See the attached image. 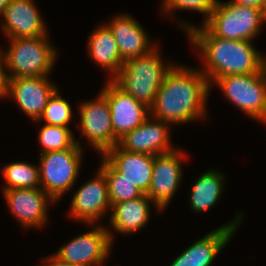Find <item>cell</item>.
<instances>
[{
	"label": "cell",
	"mask_w": 266,
	"mask_h": 266,
	"mask_svg": "<svg viewBox=\"0 0 266 266\" xmlns=\"http://www.w3.org/2000/svg\"><path fill=\"white\" fill-rule=\"evenodd\" d=\"M171 124L149 116L141 125L128 132L118 145L129 152L159 155L176 148L170 142Z\"/></svg>",
	"instance_id": "15"
},
{
	"label": "cell",
	"mask_w": 266,
	"mask_h": 266,
	"mask_svg": "<svg viewBox=\"0 0 266 266\" xmlns=\"http://www.w3.org/2000/svg\"><path fill=\"white\" fill-rule=\"evenodd\" d=\"M10 211L24 228L44 227L48 204L55 201L41 188L3 190Z\"/></svg>",
	"instance_id": "16"
},
{
	"label": "cell",
	"mask_w": 266,
	"mask_h": 266,
	"mask_svg": "<svg viewBox=\"0 0 266 266\" xmlns=\"http://www.w3.org/2000/svg\"><path fill=\"white\" fill-rule=\"evenodd\" d=\"M159 48L125 61L112 81L138 102L151 108L173 63H164Z\"/></svg>",
	"instance_id": "3"
},
{
	"label": "cell",
	"mask_w": 266,
	"mask_h": 266,
	"mask_svg": "<svg viewBox=\"0 0 266 266\" xmlns=\"http://www.w3.org/2000/svg\"><path fill=\"white\" fill-rule=\"evenodd\" d=\"M57 89L49 76L6 78L4 95L11 96L27 116L37 121Z\"/></svg>",
	"instance_id": "12"
},
{
	"label": "cell",
	"mask_w": 266,
	"mask_h": 266,
	"mask_svg": "<svg viewBox=\"0 0 266 266\" xmlns=\"http://www.w3.org/2000/svg\"><path fill=\"white\" fill-rule=\"evenodd\" d=\"M1 172L6 182L4 190L41 187L39 166L17 161L5 164Z\"/></svg>",
	"instance_id": "23"
},
{
	"label": "cell",
	"mask_w": 266,
	"mask_h": 266,
	"mask_svg": "<svg viewBox=\"0 0 266 266\" xmlns=\"http://www.w3.org/2000/svg\"><path fill=\"white\" fill-rule=\"evenodd\" d=\"M83 149L76 143L72 148L40 154V187L55 202L74 186L83 159Z\"/></svg>",
	"instance_id": "6"
},
{
	"label": "cell",
	"mask_w": 266,
	"mask_h": 266,
	"mask_svg": "<svg viewBox=\"0 0 266 266\" xmlns=\"http://www.w3.org/2000/svg\"><path fill=\"white\" fill-rule=\"evenodd\" d=\"M72 132L69 127L44 124L38 133L39 142L43 147L40 154L69 149L76 143L82 147Z\"/></svg>",
	"instance_id": "25"
},
{
	"label": "cell",
	"mask_w": 266,
	"mask_h": 266,
	"mask_svg": "<svg viewBox=\"0 0 266 266\" xmlns=\"http://www.w3.org/2000/svg\"><path fill=\"white\" fill-rule=\"evenodd\" d=\"M179 25L202 54L205 69L201 72L207 77L210 86L216 79L227 75L263 71L266 57L253 47L252 41L219 38L212 35L203 25L196 27L181 21Z\"/></svg>",
	"instance_id": "2"
},
{
	"label": "cell",
	"mask_w": 266,
	"mask_h": 266,
	"mask_svg": "<svg viewBox=\"0 0 266 266\" xmlns=\"http://www.w3.org/2000/svg\"><path fill=\"white\" fill-rule=\"evenodd\" d=\"M111 232L108 227L95 225L93 230L60 247L54 255L75 266H103L112 249L114 236Z\"/></svg>",
	"instance_id": "8"
},
{
	"label": "cell",
	"mask_w": 266,
	"mask_h": 266,
	"mask_svg": "<svg viewBox=\"0 0 266 266\" xmlns=\"http://www.w3.org/2000/svg\"><path fill=\"white\" fill-rule=\"evenodd\" d=\"M224 96L255 120L266 115V77L262 72L243 75H227L216 79Z\"/></svg>",
	"instance_id": "7"
},
{
	"label": "cell",
	"mask_w": 266,
	"mask_h": 266,
	"mask_svg": "<svg viewBox=\"0 0 266 266\" xmlns=\"http://www.w3.org/2000/svg\"><path fill=\"white\" fill-rule=\"evenodd\" d=\"M48 36L8 39L4 53L5 78L48 76L58 56Z\"/></svg>",
	"instance_id": "4"
},
{
	"label": "cell",
	"mask_w": 266,
	"mask_h": 266,
	"mask_svg": "<svg viewBox=\"0 0 266 266\" xmlns=\"http://www.w3.org/2000/svg\"><path fill=\"white\" fill-rule=\"evenodd\" d=\"M9 2L10 0H0V15L4 13L5 7Z\"/></svg>",
	"instance_id": "31"
},
{
	"label": "cell",
	"mask_w": 266,
	"mask_h": 266,
	"mask_svg": "<svg viewBox=\"0 0 266 266\" xmlns=\"http://www.w3.org/2000/svg\"><path fill=\"white\" fill-rule=\"evenodd\" d=\"M96 100L84 101L79 106L81 136L102 155L118 144L113 134L111 110L107 97L100 91Z\"/></svg>",
	"instance_id": "9"
},
{
	"label": "cell",
	"mask_w": 266,
	"mask_h": 266,
	"mask_svg": "<svg viewBox=\"0 0 266 266\" xmlns=\"http://www.w3.org/2000/svg\"><path fill=\"white\" fill-rule=\"evenodd\" d=\"M259 121H262L263 123H264V122L266 123V115L263 116Z\"/></svg>",
	"instance_id": "35"
},
{
	"label": "cell",
	"mask_w": 266,
	"mask_h": 266,
	"mask_svg": "<svg viewBox=\"0 0 266 266\" xmlns=\"http://www.w3.org/2000/svg\"><path fill=\"white\" fill-rule=\"evenodd\" d=\"M180 149L154 156L152 181L147 196L153 201L157 210L166 209L178 190L182 180V159L185 156Z\"/></svg>",
	"instance_id": "10"
},
{
	"label": "cell",
	"mask_w": 266,
	"mask_h": 266,
	"mask_svg": "<svg viewBox=\"0 0 266 266\" xmlns=\"http://www.w3.org/2000/svg\"><path fill=\"white\" fill-rule=\"evenodd\" d=\"M242 217V213H239L233 221L198 239L179 254L170 266H212L220 250L227 245L240 227Z\"/></svg>",
	"instance_id": "14"
},
{
	"label": "cell",
	"mask_w": 266,
	"mask_h": 266,
	"mask_svg": "<svg viewBox=\"0 0 266 266\" xmlns=\"http://www.w3.org/2000/svg\"><path fill=\"white\" fill-rule=\"evenodd\" d=\"M146 194L139 198L116 203L111 206L110 223L115 232L131 234L148 224L150 219V203Z\"/></svg>",
	"instance_id": "20"
},
{
	"label": "cell",
	"mask_w": 266,
	"mask_h": 266,
	"mask_svg": "<svg viewBox=\"0 0 266 266\" xmlns=\"http://www.w3.org/2000/svg\"><path fill=\"white\" fill-rule=\"evenodd\" d=\"M5 87H0V99L5 98Z\"/></svg>",
	"instance_id": "32"
},
{
	"label": "cell",
	"mask_w": 266,
	"mask_h": 266,
	"mask_svg": "<svg viewBox=\"0 0 266 266\" xmlns=\"http://www.w3.org/2000/svg\"><path fill=\"white\" fill-rule=\"evenodd\" d=\"M217 0H163L162 11L167 15L174 10H190L205 14L204 21L215 8Z\"/></svg>",
	"instance_id": "27"
},
{
	"label": "cell",
	"mask_w": 266,
	"mask_h": 266,
	"mask_svg": "<svg viewBox=\"0 0 266 266\" xmlns=\"http://www.w3.org/2000/svg\"><path fill=\"white\" fill-rule=\"evenodd\" d=\"M265 21L266 15L261 9L235 4L230 0L227 3L217 0L202 25L219 38L253 41Z\"/></svg>",
	"instance_id": "5"
},
{
	"label": "cell",
	"mask_w": 266,
	"mask_h": 266,
	"mask_svg": "<svg viewBox=\"0 0 266 266\" xmlns=\"http://www.w3.org/2000/svg\"><path fill=\"white\" fill-rule=\"evenodd\" d=\"M4 51L0 49V87H6V78H5V70H4Z\"/></svg>",
	"instance_id": "30"
},
{
	"label": "cell",
	"mask_w": 266,
	"mask_h": 266,
	"mask_svg": "<svg viewBox=\"0 0 266 266\" xmlns=\"http://www.w3.org/2000/svg\"><path fill=\"white\" fill-rule=\"evenodd\" d=\"M106 25L113 32L123 62L150 53L157 44L151 45L144 28L128 14L113 17Z\"/></svg>",
	"instance_id": "19"
},
{
	"label": "cell",
	"mask_w": 266,
	"mask_h": 266,
	"mask_svg": "<svg viewBox=\"0 0 266 266\" xmlns=\"http://www.w3.org/2000/svg\"><path fill=\"white\" fill-rule=\"evenodd\" d=\"M210 84L200 69L173 67L157 91L150 115L167 123L185 124L205 118Z\"/></svg>",
	"instance_id": "1"
},
{
	"label": "cell",
	"mask_w": 266,
	"mask_h": 266,
	"mask_svg": "<svg viewBox=\"0 0 266 266\" xmlns=\"http://www.w3.org/2000/svg\"><path fill=\"white\" fill-rule=\"evenodd\" d=\"M94 176L75 192L69 213L75 220L90 225L97 223L106 211L111 210L104 172L99 168Z\"/></svg>",
	"instance_id": "13"
},
{
	"label": "cell",
	"mask_w": 266,
	"mask_h": 266,
	"mask_svg": "<svg viewBox=\"0 0 266 266\" xmlns=\"http://www.w3.org/2000/svg\"><path fill=\"white\" fill-rule=\"evenodd\" d=\"M263 73L265 74V77H266V60H265V63L263 65Z\"/></svg>",
	"instance_id": "34"
},
{
	"label": "cell",
	"mask_w": 266,
	"mask_h": 266,
	"mask_svg": "<svg viewBox=\"0 0 266 266\" xmlns=\"http://www.w3.org/2000/svg\"><path fill=\"white\" fill-rule=\"evenodd\" d=\"M100 169L104 172L108 183V196L111 206L143 195L135 185L124 179L104 158Z\"/></svg>",
	"instance_id": "24"
},
{
	"label": "cell",
	"mask_w": 266,
	"mask_h": 266,
	"mask_svg": "<svg viewBox=\"0 0 266 266\" xmlns=\"http://www.w3.org/2000/svg\"><path fill=\"white\" fill-rule=\"evenodd\" d=\"M101 92L107 97L111 110L113 134L118 141L150 116L149 107L138 102L112 80L107 81Z\"/></svg>",
	"instance_id": "11"
},
{
	"label": "cell",
	"mask_w": 266,
	"mask_h": 266,
	"mask_svg": "<svg viewBox=\"0 0 266 266\" xmlns=\"http://www.w3.org/2000/svg\"><path fill=\"white\" fill-rule=\"evenodd\" d=\"M231 2L243 6H250L263 11V0H230Z\"/></svg>",
	"instance_id": "28"
},
{
	"label": "cell",
	"mask_w": 266,
	"mask_h": 266,
	"mask_svg": "<svg viewBox=\"0 0 266 266\" xmlns=\"http://www.w3.org/2000/svg\"><path fill=\"white\" fill-rule=\"evenodd\" d=\"M263 13L266 15V0H263Z\"/></svg>",
	"instance_id": "33"
},
{
	"label": "cell",
	"mask_w": 266,
	"mask_h": 266,
	"mask_svg": "<svg viewBox=\"0 0 266 266\" xmlns=\"http://www.w3.org/2000/svg\"><path fill=\"white\" fill-rule=\"evenodd\" d=\"M33 0H10L1 27L7 39L47 36L45 23Z\"/></svg>",
	"instance_id": "17"
},
{
	"label": "cell",
	"mask_w": 266,
	"mask_h": 266,
	"mask_svg": "<svg viewBox=\"0 0 266 266\" xmlns=\"http://www.w3.org/2000/svg\"><path fill=\"white\" fill-rule=\"evenodd\" d=\"M44 260H45V262L41 266H75V265H71V264H69V263H67L65 261H62L61 259H59L55 255H52L50 257H47Z\"/></svg>",
	"instance_id": "29"
},
{
	"label": "cell",
	"mask_w": 266,
	"mask_h": 266,
	"mask_svg": "<svg viewBox=\"0 0 266 266\" xmlns=\"http://www.w3.org/2000/svg\"><path fill=\"white\" fill-rule=\"evenodd\" d=\"M72 114L71 105L61 97L57 89L49 98L42 116L35 122L45 120V124L48 125L68 127L69 122L72 121Z\"/></svg>",
	"instance_id": "26"
},
{
	"label": "cell",
	"mask_w": 266,
	"mask_h": 266,
	"mask_svg": "<svg viewBox=\"0 0 266 266\" xmlns=\"http://www.w3.org/2000/svg\"><path fill=\"white\" fill-rule=\"evenodd\" d=\"M88 54L102 69L108 71L112 80L120 71L123 61L113 32L106 24L97 27L88 39Z\"/></svg>",
	"instance_id": "21"
},
{
	"label": "cell",
	"mask_w": 266,
	"mask_h": 266,
	"mask_svg": "<svg viewBox=\"0 0 266 266\" xmlns=\"http://www.w3.org/2000/svg\"><path fill=\"white\" fill-rule=\"evenodd\" d=\"M224 175L207 170L195 182L190 193V207L196 213L206 212L217 204L223 191Z\"/></svg>",
	"instance_id": "22"
},
{
	"label": "cell",
	"mask_w": 266,
	"mask_h": 266,
	"mask_svg": "<svg viewBox=\"0 0 266 266\" xmlns=\"http://www.w3.org/2000/svg\"><path fill=\"white\" fill-rule=\"evenodd\" d=\"M102 156L124 179L147 195L152 181L153 155L129 152L117 144Z\"/></svg>",
	"instance_id": "18"
}]
</instances>
